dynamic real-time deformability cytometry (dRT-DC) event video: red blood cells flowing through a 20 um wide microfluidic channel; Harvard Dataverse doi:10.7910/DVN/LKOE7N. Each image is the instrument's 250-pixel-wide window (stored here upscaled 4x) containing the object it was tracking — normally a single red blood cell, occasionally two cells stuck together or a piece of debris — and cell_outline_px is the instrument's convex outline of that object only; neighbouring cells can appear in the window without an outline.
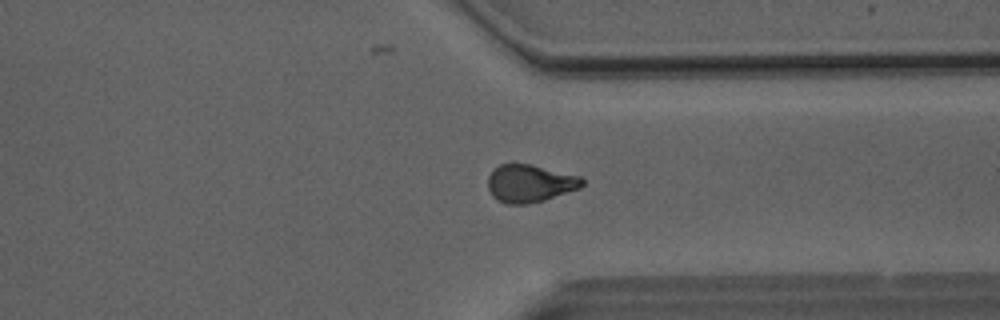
{"species": "Egyptian fruit bat (a non-hibernating species)", "species_latin": "Rousettus aegyptiacus", "temperature_condition": "room temperature", "stored_images_in_passage": 44, "camera_frame_rate_fps": 3000, "um_per_image_px": 0.085, "animal": {"sex": "male"}, "frame": {"image": 1, "passage_image": 38, "time_ms": 12.333, "image_size_px": [1000, 320], "cell_outline_px": [[584, 184], [580, 188], [544, 200], [528, 204], [504, 204], [496, 200], [492, 196], [488, 188], [488, 176], [500, 164], [532, 164], [580, 176], [584, 180]], "centroid_in_image_um": [45.04, 15.6], "position_along_channel_um": 366.4, "area_um2": 20.75}, "authors_computed_cell_mechanics": {"area_um2": 21.2415, "velocity_mm_per_s": 4.0758, "shape_relaxation_time_tau1_ms": 9.0631, "shape_relaxation_time_tau2_ms": 3.0309, "deformation_change_tau1": 0.2342, "deformation_change_tau2": 0.0983}}